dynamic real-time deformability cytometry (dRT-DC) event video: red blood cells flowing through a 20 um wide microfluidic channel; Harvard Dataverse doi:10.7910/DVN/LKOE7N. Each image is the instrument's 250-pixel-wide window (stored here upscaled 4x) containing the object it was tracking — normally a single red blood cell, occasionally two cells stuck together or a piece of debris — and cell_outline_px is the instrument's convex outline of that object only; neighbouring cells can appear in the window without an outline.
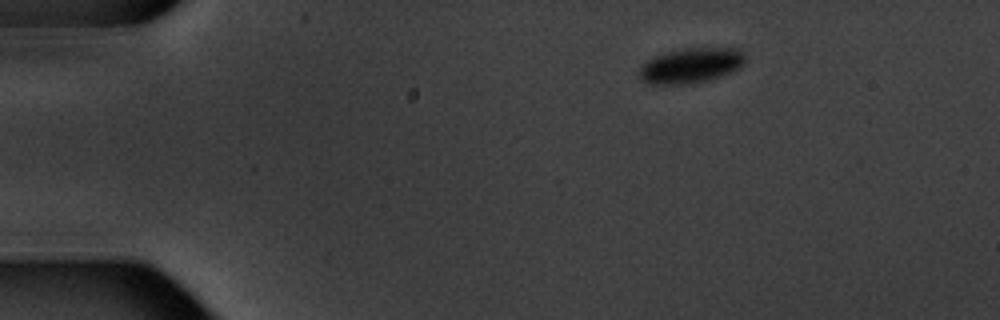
{"species": "common noctule bat (a hibernating species)", "species_latin": "Nyctalus noctula", "temperature_condition": "warm", "stored_images_in_passage": 8, "camera_frame_rate_fps": 3000, "um_per_image_px": 0.085, "animal": {"sex": "male", "body_mass_g": 20.1, "forearm_length_mm": 53.5}, "frame": {"image": 1, "passage_image": 1, "time_ms": 0.0, "image_size_px": [1000, 320], "cell_outline_px": [[748, 60], [740, 68], [732, 72], [720, 76], [704, 80], [680, 84], [648, 84], [640, 80], [640, 68], [648, 60], [664, 52], [680, 48], [740, 48], [744, 52]], "centroid_in_image_um": [58.78, 5.54], "position_along_channel_um": 26.2, "area_um2": 21.73}}
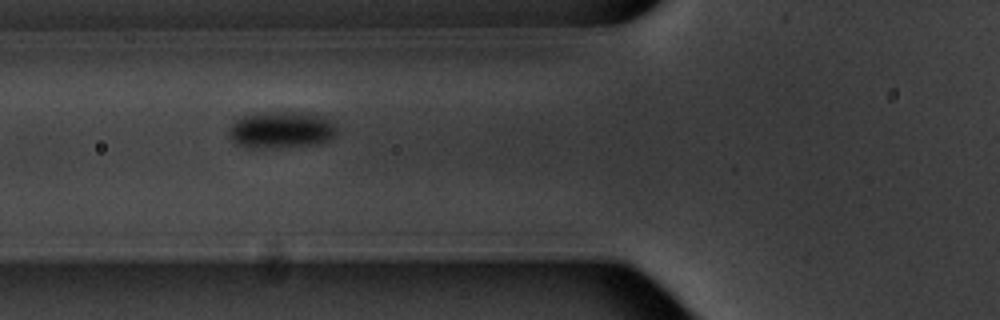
{"frame": {"image": 2, "passage_image": 4, "time_ms": 4.333, "image_size_px": [1000, 320], "cell_outline_px": [[336, 132], [332, 140], [320, 144], [272, 148], [248, 148], [236, 144], [228, 136], [228, 128], [236, 120], [244, 116], [264, 112], [300, 112], [324, 116], [332, 120], [336, 128]], "centroid_in_image_um": [23.92, 11.05], "position_along_channel_um": 101.9, "area_um2": 23.52}}
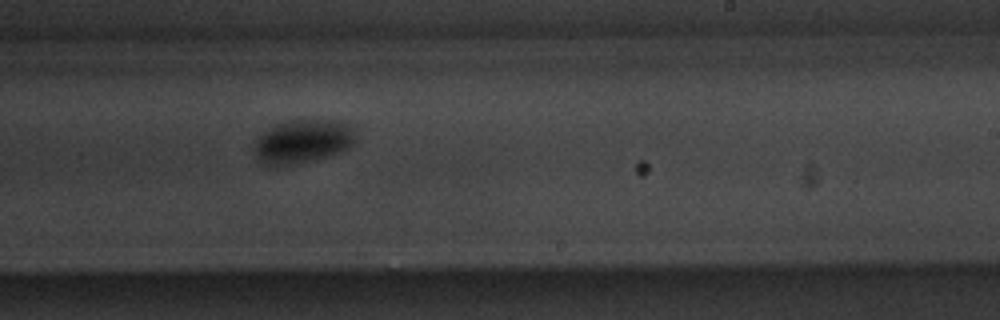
{"frame": {"image": 3, "passage_image": 8, "time_ms": 9.0, "image_size_px": [1000, 320], "cell_outline_px": [[356, 140], [348, 148], [340, 152], [308, 160], [284, 164], [260, 164], [252, 148], [256, 140], [268, 128], [276, 124], [292, 120], [340, 120], [348, 124], [352, 128], [356, 136]], "centroid_in_image_um": [25.73, 11.98], "position_along_channel_um": 263.3, "area_um2": 25.32}}